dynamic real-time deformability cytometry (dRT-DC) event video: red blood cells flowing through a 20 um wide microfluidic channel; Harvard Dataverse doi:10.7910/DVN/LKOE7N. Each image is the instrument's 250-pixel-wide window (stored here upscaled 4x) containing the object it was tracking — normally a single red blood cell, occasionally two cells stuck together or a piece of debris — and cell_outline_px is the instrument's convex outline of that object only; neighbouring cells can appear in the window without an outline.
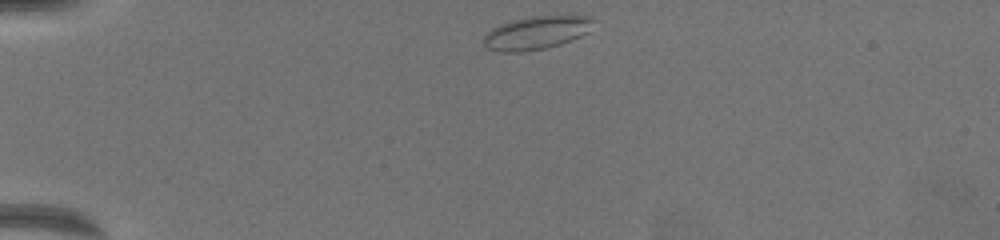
{"species": "common noctule bat (a hibernating species)", "species_latin": "Nyctalus noctula", "temperature_condition": "warm", "stored_images_in_passage": 43, "camera_frame_rate_fps": 3000, "um_per_image_px": 0.085, "animal": {"sex": "female", "body_mass_g": 19.5, "forearm_length_mm": 54.1}, "frame": {"image": 1, "passage_image": 1, "time_ms": 0.0, "image_size_px": [1000, 240], "cell_outline_px": [[592, 20], [588, 32], [572, 40], [560, 44], [544, 48], [520, 52], [500, 52], [488, 48], [484, 44], [484, 36], [492, 28], [500, 24], [532, 16], [588, 16]], "centroid_in_image_um": [45.56, 2.8], "position_along_channel_um": 39.4, "area_um2": 20.75}}
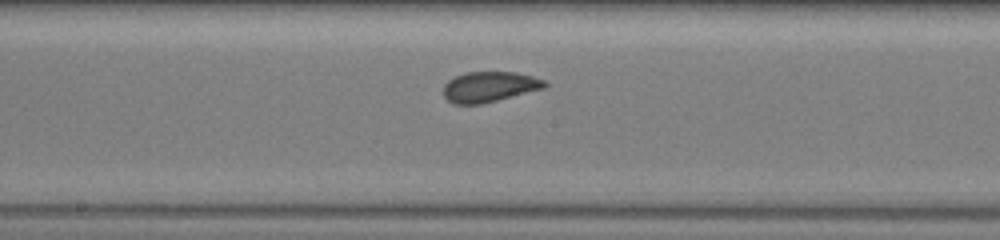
{"frame": {"image": 2, "passage_image": 21, "time_ms": 6.667, "image_size_px": [1000, 240], "cell_outline_px": [[548, 84], [544, 88], [480, 104], [452, 104], [444, 96], [444, 84], [448, 80], [456, 76], [468, 72], [516, 72], [532, 76], [544, 80]], "centroid_in_image_um": [41.58, 7.37], "position_along_channel_um": 206.6, "area_um2": 17.74}}
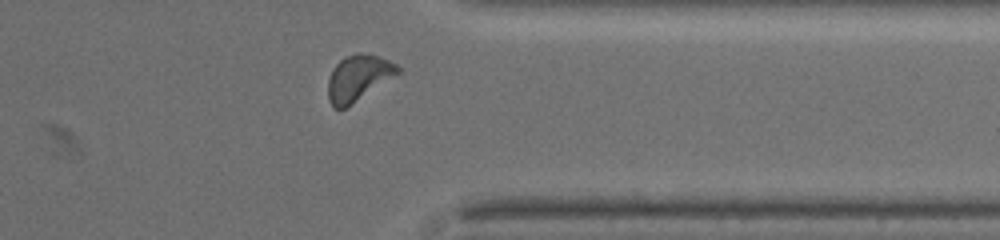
{"frame": {"image": 3, "passage_image": 37, "time_ms": 12.0, "image_size_px": [1000, 240], "cell_outline_px": [[400, 72], [344, 108], [332, 108], [328, 100], [328, 80], [332, 68], [340, 60], [356, 52], [360, 52], [380, 56], [396, 64], [400, 68]], "centroid_in_image_um": [30.42, 6.6], "position_along_channel_um": 381.0, "area_um2": 18.32}, "authors_computed_cell_mechanics": {"area_um2": 17.8024, "velocity_mm_per_s": 3.3211, "shape_relaxation_time_tau1_ms": 3.376, "shape_relaxation_time_tau2_ms": 1.1087, "deformation_change_tau1": 0.074, "deformation_change_tau2": 0.0508}}